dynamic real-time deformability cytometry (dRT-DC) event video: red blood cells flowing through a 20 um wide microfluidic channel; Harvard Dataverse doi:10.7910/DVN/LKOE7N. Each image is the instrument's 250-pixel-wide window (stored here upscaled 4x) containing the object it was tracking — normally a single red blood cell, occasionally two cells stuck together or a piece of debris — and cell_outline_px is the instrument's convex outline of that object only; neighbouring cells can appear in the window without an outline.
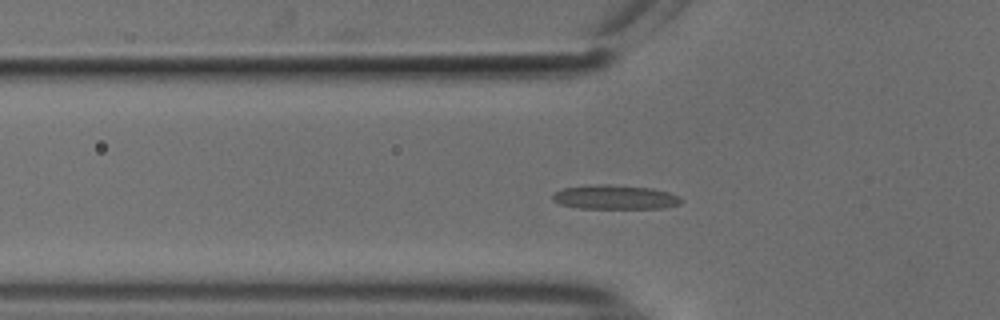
{"species": "common noctule bat (a hibernating species)", "species_latin": "Nyctalus noctula", "temperature_condition": "cold", "stored_images_in_passage": 54, "camera_frame_rate_fps": 3000, "um_per_image_px": 0.085, "animal": {"sex": "male", "body_mass_g": 18.8}, "frame": {"image": 1, "passage_image": 17, "time_ms": 5.333, "image_size_px": [1000, 320], "cell_outline_px": [[684, 200], [680, 204], [664, 208], [580, 208], [560, 204], [552, 200], [552, 192], [564, 188], [600, 184], [604, 184], [652, 188], [668, 192]], "centroid_in_image_um": [52.26, 16.76], "position_along_channel_um": 73.5, "area_um2": 18.03}}
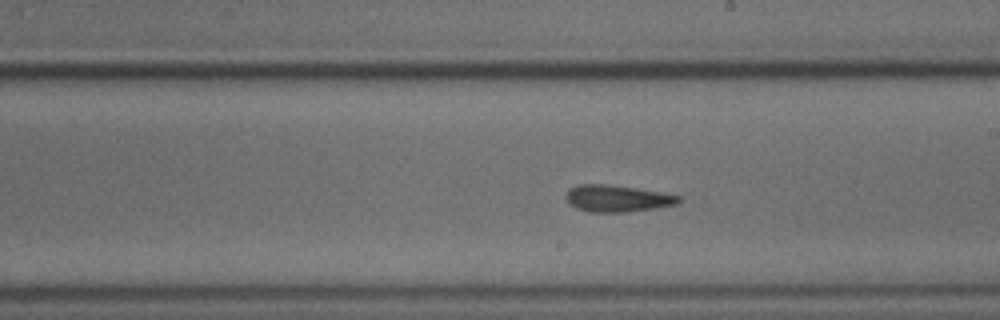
{"frame": {"image": 2, "passage_image": 30, "time_ms": 9.667, "image_size_px": [1000, 320], "cell_outline_px": [[680, 200], [676, 204], [656, 208], [624, 212], [592, 212], [576, 208], [568, 204], [564, 196], [568, 188], [576, 184], [604, 184], [664, 192], [680, 196]], "centroid_in_image_um": [52.4, 16.86], "position_along_channel_um": 236.6, "area_um2": 17.69}}
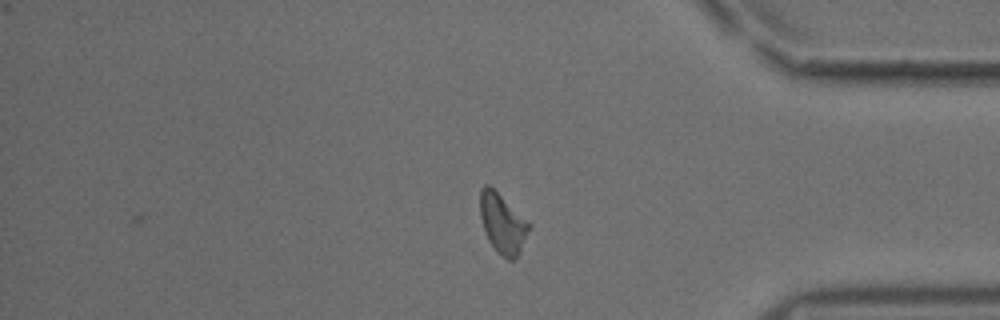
{"frame": {"image": 3, "passage_image": 44, "time_ms": 14.333, "image_size_px": [1000, 320], "cell_outline_px": [[532, 228], [516, 260], [508, 260], [496, 252], [488, 240], [480, 216], [480, 188], [484, 184], [488, 184], [532, 224]], "centroid_in_image_um": [42.75, 19.03], "position_along_channel_um": 392.5, "area_um2": 17.28}, "authors_computed_cell_mechanics": {"area_um2": 17.4556, "velocity_mm_per_s": 3.7519, "shape_relaxation_time_tau1_ms": null, "shape_relaxation_time_tau2_ms": 4.3299, "deformation_change_tau1": null, "deformation_change_tau2": 0.1071}}